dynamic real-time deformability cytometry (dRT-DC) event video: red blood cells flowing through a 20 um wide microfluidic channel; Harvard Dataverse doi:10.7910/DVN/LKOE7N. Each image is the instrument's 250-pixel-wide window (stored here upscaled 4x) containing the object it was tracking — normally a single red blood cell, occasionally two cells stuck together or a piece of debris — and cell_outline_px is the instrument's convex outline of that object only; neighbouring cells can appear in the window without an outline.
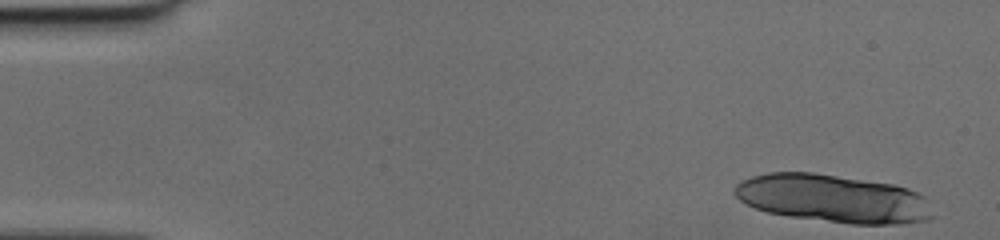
{"species": "human", "species_latin": "Homo sapiens", "temperature_condition": "cold", "stored_images_in_passage": 13, "camera_frame_rate_fps": 3000, "um_per_image_px": 0.085, "donor": {"sex": "female"}, "frame": {"image": 1, "passage_image": 1, "time_ms": 0.0, "image_size_px": [1000, 240], "cell_outline_px": [[936, 216], [928, 220], [900, 224], [848, 224], [788, 216], [768, 212], [756, 208], [740, 200], [732, 192], [732, 188], [740, 180], [752, 176], [768, 172], [812, 172], [892, 184], [908, 188], [924, 196]], "centroid_in_image_um": [70.81, 16.88], "position_along_channel_um": 14.2, "area_um2": 55.78}}